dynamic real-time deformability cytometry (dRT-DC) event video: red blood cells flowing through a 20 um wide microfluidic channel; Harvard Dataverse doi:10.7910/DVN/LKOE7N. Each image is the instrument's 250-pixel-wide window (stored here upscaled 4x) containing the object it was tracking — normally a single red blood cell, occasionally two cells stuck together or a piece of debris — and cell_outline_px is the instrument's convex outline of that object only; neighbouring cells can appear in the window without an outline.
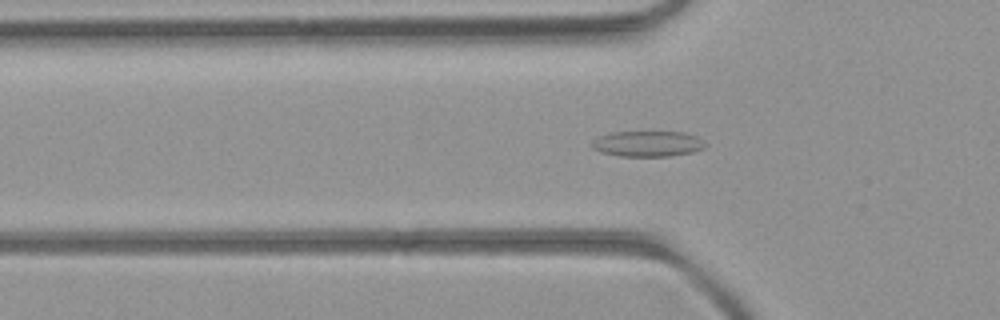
{"species": "common noctule bat (a hibernating species)", "species_latin": "Nyctalus noctula", "temperature_condition": "room temperature", "stored_images_in_passage": 45, "camera_frame_rate_fps": 3000, "um_per_image_px": 0.085, "animal": {"sex": "female", "body_mass_g": 21.9}, "frame": {"image": 1, "passage_image": 16, "time_ms": 5.0, "image_size_px": [1000, 320], "cell_outline_px": [[708, 144], [704, 148], [692, 152], [668, 156], [620, 156], [600, 152], [592, 148], [588, 144], [592, 140], [600, 136], [612, 132], [684, 132], [696, 136]], "centroid_in_image_um": [55.02, 12.22], "position_along_channel_um": 70.8, "area_um2": 17.05}}
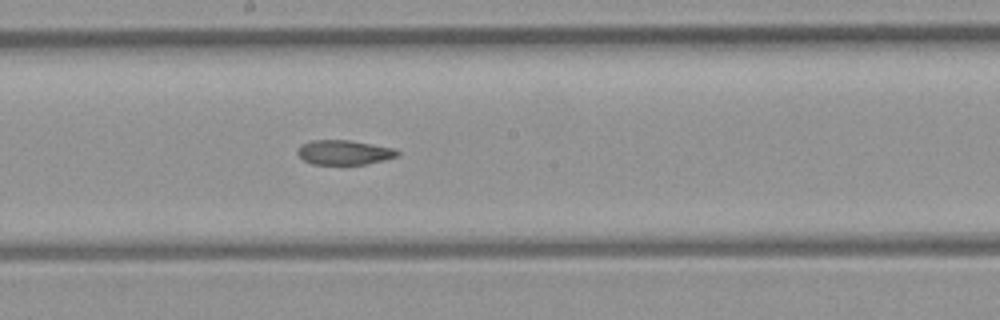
{"frame": {"image": 2, "passage_image": 27, "time_ms": 8.667, "image_size_px": [1000, 320], "cell_outline_px": [[400, 152], [396, 156], [384, 160], [368, 164], [312, 164], [304, 160], [296, 152], [300, 144], [312, 140], [348, 140], [392, 148]], "centroid_in_image_um": [29.21, 12.95], "position_along_channel_um": 219.0, "area_um2": 14.16}}
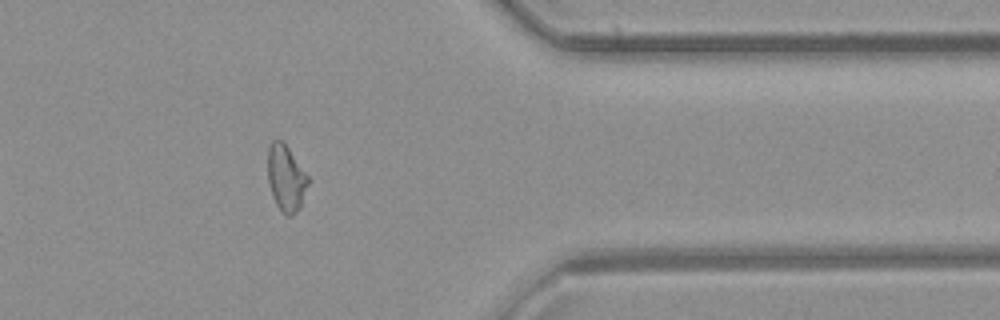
{"frame": {"image": 3, "passage_image": 41, "time_ms": 13.333, "image_size_px": [1000, 320], "cell_outline_px": [[308, 184], [300, 208], [292, 216], [288, 216], [276, 204], [272, 196], [268, 180], [268, 144], [272, 140], [280, 140], [288, 148], [308, 176]], "centroid_in_image_um": [24.3, 15.14], "position_along_channel_um": 387.1, "area_um2": 15.32}, "authors_computed_cell_mechanics": {"area_um2": 15.5482, "velocity_mm_per_s": 4.0119, "shape_relaxation_time_tau1_ms": null, "shape_relaxation_time_tau2_ms": 4.494, "deformation_change_tau1": null, "deformation_change_tau2": 0.1093}}